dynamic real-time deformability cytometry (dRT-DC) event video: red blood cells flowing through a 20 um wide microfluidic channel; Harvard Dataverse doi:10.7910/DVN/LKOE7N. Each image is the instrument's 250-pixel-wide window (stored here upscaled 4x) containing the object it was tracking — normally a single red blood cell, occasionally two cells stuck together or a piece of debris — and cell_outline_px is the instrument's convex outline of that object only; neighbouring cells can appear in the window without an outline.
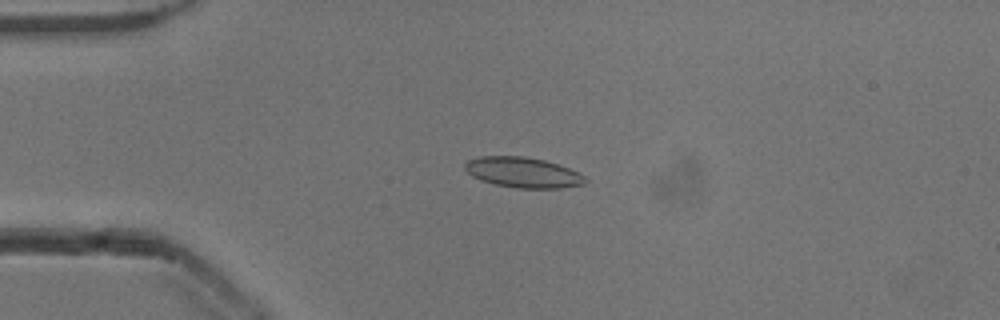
{"species": "common noctule bat (a hibernating species)", "species_latin": "Nyctalus noctula", "temperature_condition": "cold", "stored_images_in_passage": 41, "camera_frame_rate_fps": 3000, "um_per_image_px": 0.085, "animal": {"sex": "male", "body_mass_g": 13.3}, "frame": {"image": 1, "passage_image": 1, "time_ms": 0.0, "image_size_px": [1000, 320], "cell_outline_px": [[588, 180], [584, 184], [560, 188], [516, 188], [496, 184], [480, 180], [472, 176], [464, 168], [464, 164], [468, 160], [480, 156], [524, 156], [544, 160], [568, 168], [584, 176]], "centroid_in_image_um": [44.43, 14.66], "position_along_channel_um": 40.6, "area_um2": 21.15}}
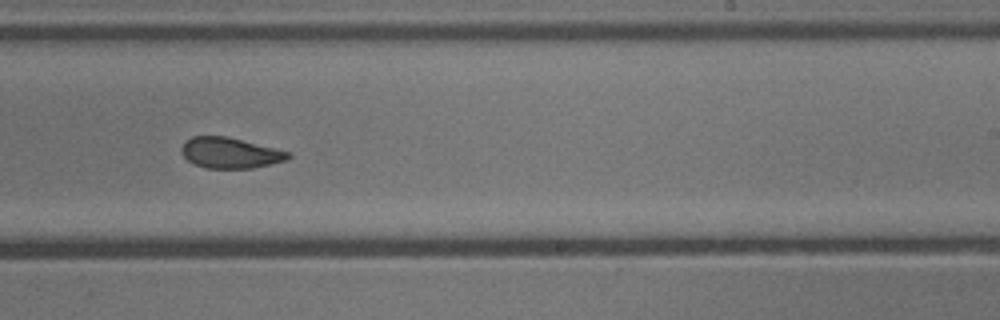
{"frame": {"image": 2, "passage_image": 21, "time_ms": 6.667, "image_size_px": [1000, 320], "cell_outline_px": [[292, 156], [288, 160], [252, 168], [204, 168], [188, 160], [180, 152], [180, 148], [184, 140], [192, 136], [228, 136], [288, 152]], "centroid_in_image_um": [19.52, 12.99], "position_along_channel_um": 269.5, "area_um2": 19.07}}
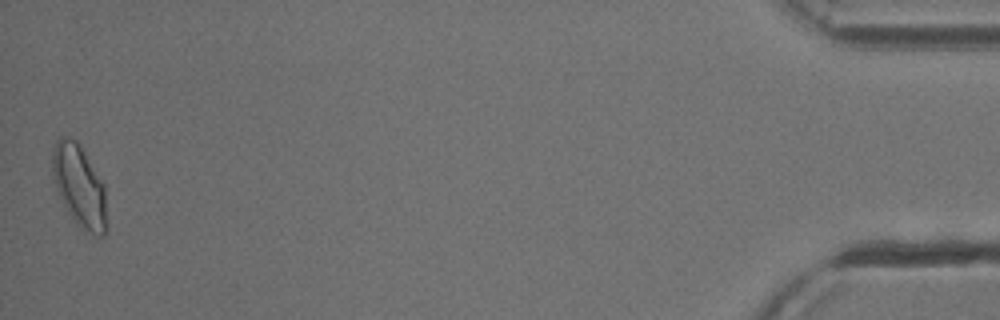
{"frame": {"image": 3, "passage_image": 41, "time_ms": 13.333, "image_size_px": [1000, 320], "cell_outline_px": [[108, 228], [104, 236], [96, 236], [84, 232], [76, 224], [68, 212], [56, 188], [52, 172], [52, 148], [56, 140], [60, 136], [68, 136], [76, 140], [104, 184]], "centroid_in_image_um": [6.76, 15.86], "position_along_channel_um": 428.4, "area_um2": 26.24}, "authors_computed_cell_mechanics": {"area_um2": 20.4034, "velocity_mm_per_s": 3.8442, "shape_relaxation_time_tau1_ms": 4.1498, "shape_relaxation_time_tau2_ms": 1.7068, "deformation_change_tau1": 0.1096, "deformation_change_tau2": 0.0614}}